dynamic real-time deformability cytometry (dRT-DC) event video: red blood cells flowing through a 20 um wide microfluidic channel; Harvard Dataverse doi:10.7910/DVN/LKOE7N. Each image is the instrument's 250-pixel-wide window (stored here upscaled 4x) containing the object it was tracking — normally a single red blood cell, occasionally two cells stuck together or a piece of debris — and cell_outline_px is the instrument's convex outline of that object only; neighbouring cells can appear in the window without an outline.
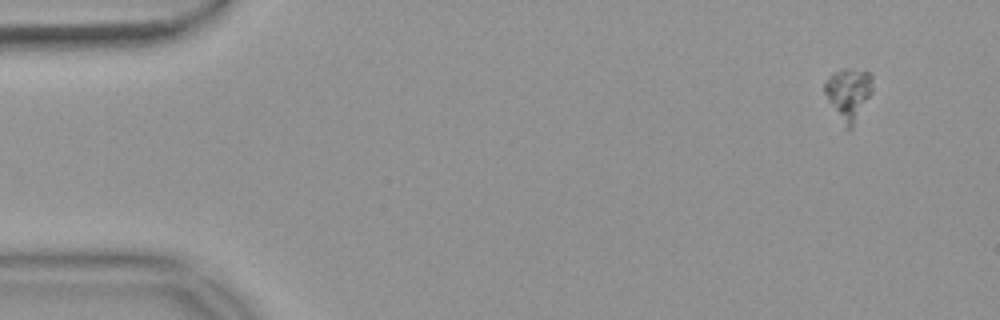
{"species": "common noctule bat (a hibernating species)", "species_latin": "Nyctalus noctula", "temperature_condition": "warm", "stored_images_in_passage": 51, "camera_frame_rate_fps": 3000, "um_per_image_px": 0.085, "animal": {"sex": "female", "body_mass_g": 18.4}, "frame": {"image": 1, "passage_image": 1, "time_ms": 0.0, "image_size_px": [1000, 320], "cell_outline_px": [[872, 92], [852, 128], [848, 128], [828, 100], [824, 92], [824, 84], [832, 72], [840, 68], [844, 68], [868, 72], [872, 76]], "centroid_in_image_um": [72.13, 7.91], "position_along_channel_um": 12.9, "area_um2": 14.05}}
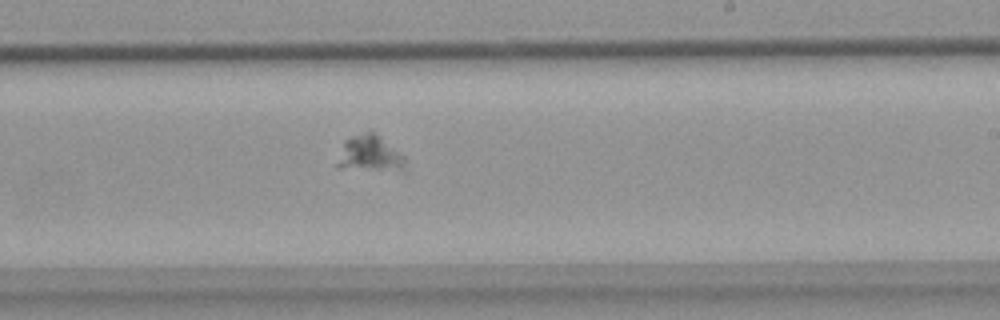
{"frame": {"image": 2, "passage_image": 31, "time_ms": 10.0, "image_size_px": [1000, 320], "cell_outline_px": [[404, 172], [336, 168], [336, 164], [344, 140], [352, 136], [368, 132], [376, 132], [404, 160]], "centroid_in_image_um": [31.38, 13.11], "position_along_channel_um": 257.6, "area_um2": 14.1}}
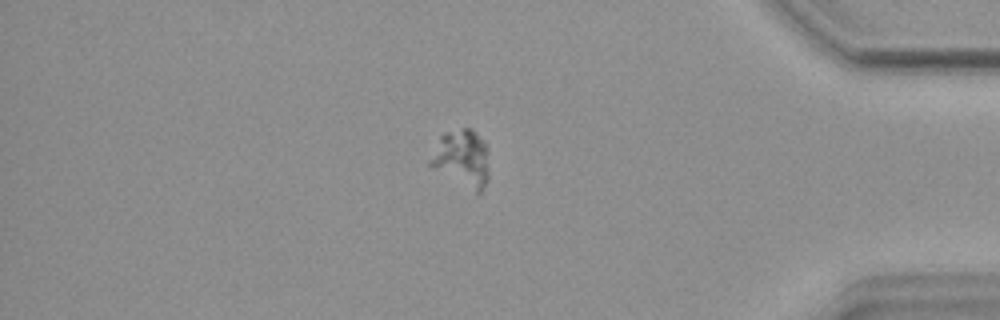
{"frame": {"image": 3, "passage_image": 45, "time_ms": 14.667, "image_size_px": [1000, 320], "cell_outline_px": [[488, 176], [480, 192], [476, 192], [428, 164], [428, 160], [440, 136], [444, 132], [464, 128], [472, 128], [484, 144], [488, 168]], "centroid_in_image_um": [39.23, 13.42], "position_along_channel_um": 396.0, "area_um2": 18.73}}